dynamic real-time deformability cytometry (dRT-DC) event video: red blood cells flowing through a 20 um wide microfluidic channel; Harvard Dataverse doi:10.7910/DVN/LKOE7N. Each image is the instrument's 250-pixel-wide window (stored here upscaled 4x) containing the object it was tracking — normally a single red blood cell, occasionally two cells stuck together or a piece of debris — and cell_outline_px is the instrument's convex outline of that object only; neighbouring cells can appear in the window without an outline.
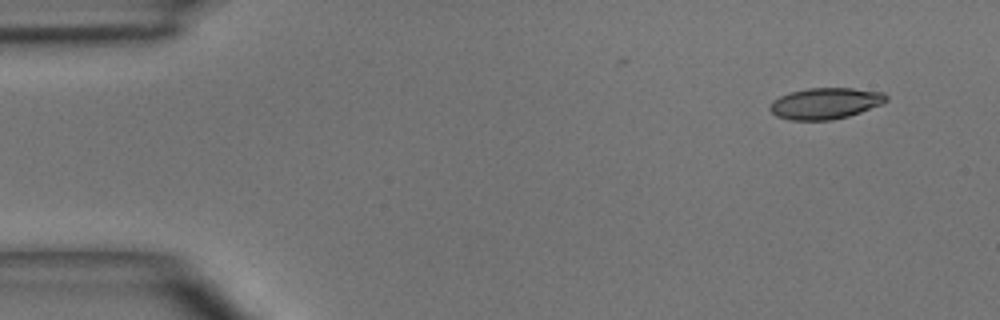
{"species": "common noctule bat (a hibernating species)", "species_latin": "Nyctalus noctula", "temperature_condition": "room temperature", "stored_images_in_passage": 5, "segment_of_instrument_passage": [1, 2], "camera_frame_rate_fps": 3000, "um_per_image_px": 0.085, "animal": {"sex": "male", "body_mass_g": 15.6}, "frame": {"image": 1, "passage_image": 1, "time_ms": 0.0, "image_size_px": [1000, 320], "cell_outline_px": [[888, 100], [884, 104], [848, 116], [832, 120], [788, 120], [776, 116], [768, 108], [772, 100], [788, 92], [808, 88], [852, 88], [884, 92], [888, 96]], "centroid_in_image_um": [70.16, 8.78], "position_along_channel_um": 14.8, "area_um2": 21.44}}
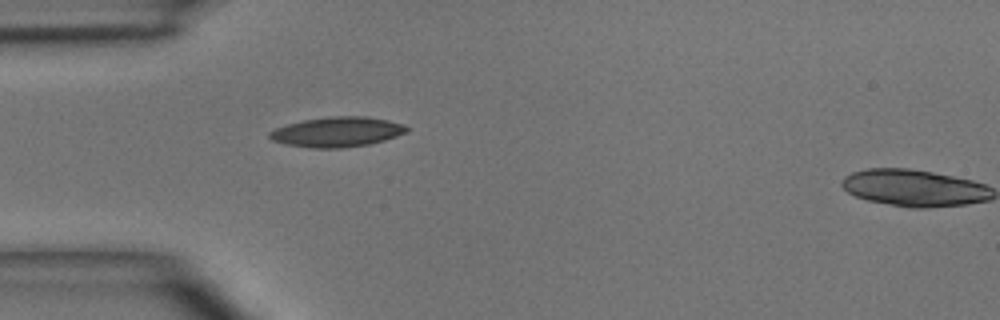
{"frame": {"image": 2, "passage_image": 4, "time_ms": 3.333, "image_size_px": [1000, 320], "cell_outline_px": [[408, 132], [384, 140], [368, 144], [340, 148], [312, 148], [284, 144], [272, 140], [268, 136], [268, 132], [276, 128], [288, 124], [304, 120], [328, 116], [368, 116], [388, 120], [404, 124], [408, 128]], "centroid_in_image_um": [28.65, 11.21], "position_along_channel_um": 56.3, "area_um2": 23.99}}